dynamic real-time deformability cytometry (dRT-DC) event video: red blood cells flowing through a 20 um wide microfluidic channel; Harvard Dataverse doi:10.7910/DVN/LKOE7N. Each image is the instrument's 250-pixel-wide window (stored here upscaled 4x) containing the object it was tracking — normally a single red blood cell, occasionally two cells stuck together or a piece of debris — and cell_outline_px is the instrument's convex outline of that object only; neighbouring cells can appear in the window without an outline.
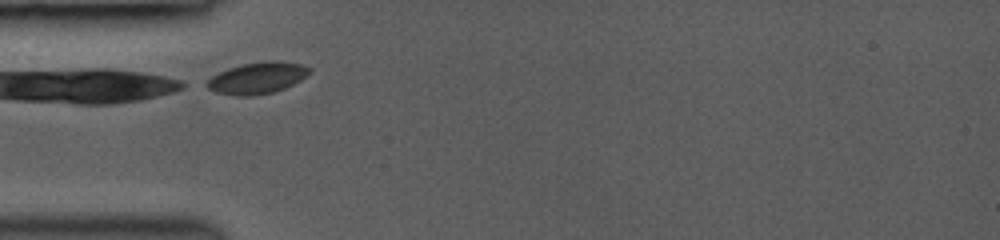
{"species": "common noctule bat (a hibernating species)", "species_latin": "Nyctalus noctula", "temperature_condition": "room temperature", "stored_images_in_passage": 3, "camera_frame_rate_fps": 3000, "um_per_image_px": 0.085, "animal": {"sex": "female", "body_mass_g": 19.0, "forearm_length_mm": 53.3}, "frame": {"image": 1, "passage_image": 1, "time_ms": 0.0, "image_size_px": [1000, 240], "cell_outline_px": [[312, 72], [300, 80], [284, 88], [272, 92], [252, 96], [236, 96], [216, 92], [200, 84], [212, 76], [228, 68], [240, 64], [264, 60], [280, 60], [304, 64], [312, 68]], "centroid_in_image_um": [21.86, 6.61], "position_along_channel_um": 63.1, "area_um2": 19.31}}
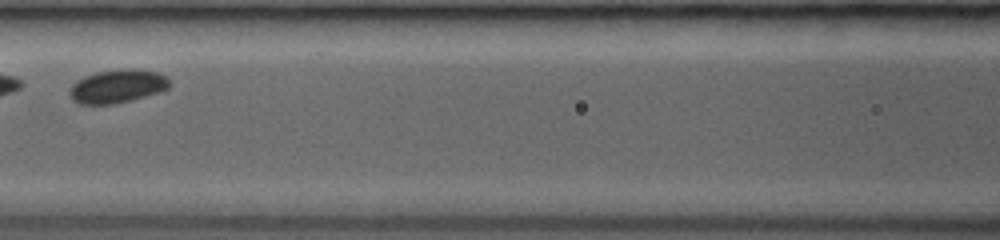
{"frame": {"image": 2, "passage_image": 3, "time_ms": 2.333, "image_size_px": [1000, 240], "cell_outline_px": [[172, 84], [168, 88], [160, 92], [132, 100], [112, 104], [80, 104], [72, 100], [68, 96], [68, 92], [72, 84], [76, 80], [84, 76], [96, 72], [128, 68], [156, 72], [164, 76]], "centroid_in_image_um": [9.94, 7.34], "position_along_channel_um": 156.7, "area_um2": 19.54}}